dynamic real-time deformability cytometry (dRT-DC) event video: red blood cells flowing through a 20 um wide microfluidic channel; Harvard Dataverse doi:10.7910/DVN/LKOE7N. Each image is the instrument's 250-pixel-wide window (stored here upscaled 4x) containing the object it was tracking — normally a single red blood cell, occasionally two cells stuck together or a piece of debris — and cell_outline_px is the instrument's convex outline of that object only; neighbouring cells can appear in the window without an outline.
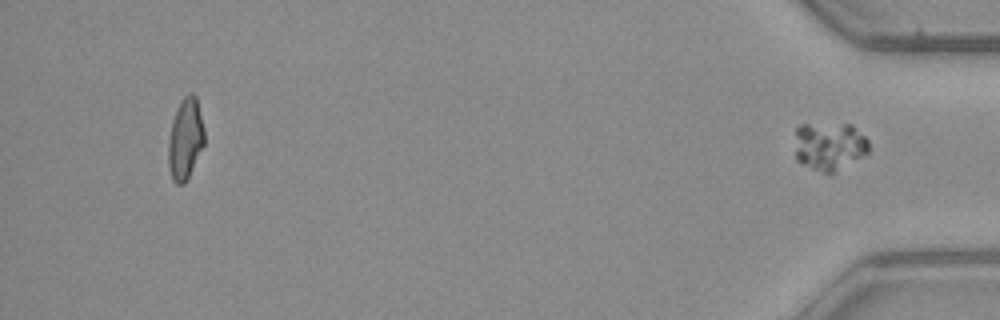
{"species": "common noctule bat (a hibernating species)", "species_latin": "Nyctalus noctula", "temperature_condition": "warm", "stored_images_in_passage": 51, "segment_of_instrument_passage": [2, 2], "camera_frame_rate_fps": 3000, "um_per_image_px": 0.085, "animal": {"sex": "male", "body_mass_g": 23.1, "forearm_length_mm": 52.7}, "frame": {"image": 1, "passage_image": 51, "time_ms": 16.667, "image_size_px": [1000, 320], "cell_outline_px": [[868, 152], [832, 172], [824, 172], [800, 164], [796, 160], [796, 128], [800, 124], [852, 124], [868, 140]], "centroid_in_image_um": [70.46, 12.39], "position_along_channel_um": 364.7, "area_um2": 20.4}}